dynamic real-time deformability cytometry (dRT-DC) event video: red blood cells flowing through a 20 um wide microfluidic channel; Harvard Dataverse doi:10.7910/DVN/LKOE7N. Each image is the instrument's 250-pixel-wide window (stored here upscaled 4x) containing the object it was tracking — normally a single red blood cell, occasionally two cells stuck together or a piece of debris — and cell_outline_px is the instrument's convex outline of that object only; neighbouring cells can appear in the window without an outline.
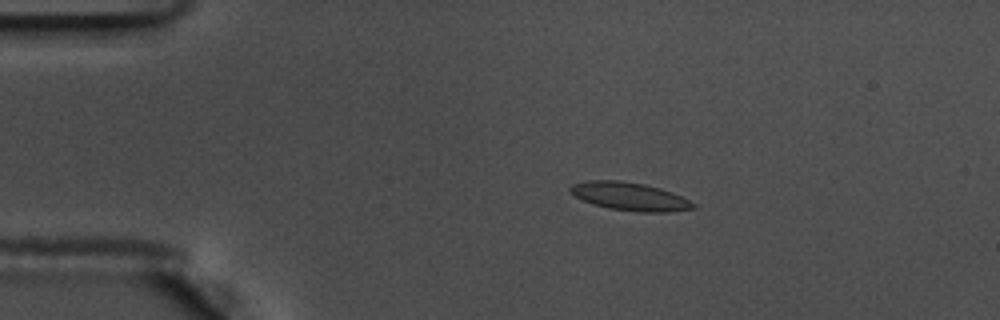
{"species": "common noctule bat (a hibernating species)", "species_latin": "Nyctalus noctula", "temperature_condition": "warm", "stored_images_in_passage": 55, "camera_frame_rate_fps": 3000, "um_per_image_px": 0.085, "animal": {"sex": "male", "body_mass_g": 17.5, "forearm_length_mm": 52.3}, "frame": {"image": 1, "passage_image": 10, "time_ms": 3.0, "image_size_px": [1000, 320], "cell_outline_px": [[696, 208], [668, 212], [636, 212], [608, 208], [592, 204], [568, 192], [568, 188], [572, 184], [584, 180], [620, 180], [644, 184], [660, 188], [672, 192], [696, 204]], "centroid_in_image_um": [53.49, 16.69], "position_along_channel_um": 31.5, "area_um2": 20.29}}
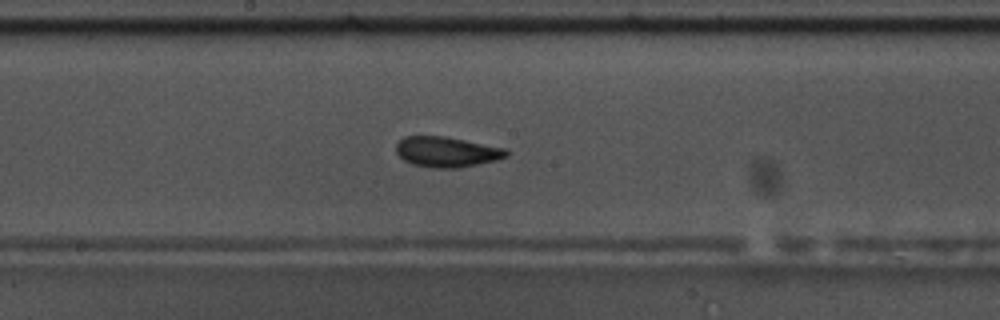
{"frame": {"image": 2, "passage_image": 29, "time_ms": 9.333, "image_size_px": [1000, 320], "cell_outline_px": [[508, 156], [496, 160], [460, 168], [432, 168], [412, 164], [404, 160], [396, 152], [396, 144], [404, 136], [444, 136], [508, 148]], "centroid_in_image_um": [37.99, 12.91], "position_along_channel_um": 210.2, "area_um2": 19.65}}
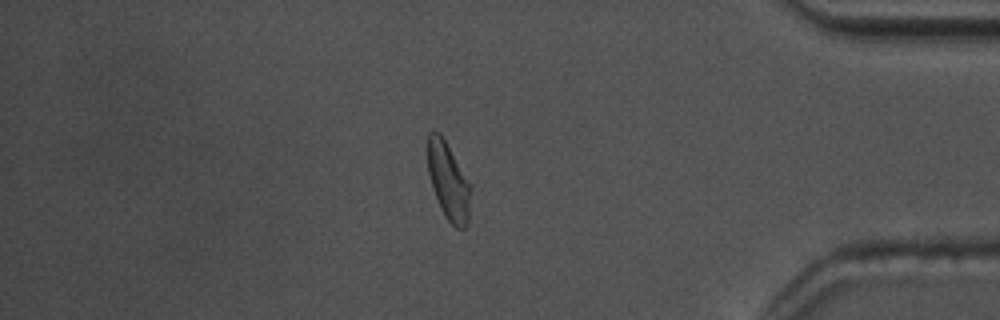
{"frame": {"image": 3, "passage_image": 47, "time_ms": 15.333, "image_size_px": [1000, 320], "cell_outline_px": [[472, 188], [468, 224], [464, 228], [456, 228], [444, 216], [440, 208], [432, 188], [428, 172], [428, 132], [440, 132]], "centroid_in_image_um": [38.12, 15.45], "position_along_channel_um": 397.1, "area_um2": 19.25}, "authors_computed_cell_mechanics": {"area_um2": 19.1896, "velocity_mm_per_s": 3.6485, "shape_relaxation_time_tau1_ms": 2.9329, "shape_relaxation_time_tau2_ms": 1.3278, "deformation_change_tau1": 0.1154, "deformation_change_tau2": 0.0756}}